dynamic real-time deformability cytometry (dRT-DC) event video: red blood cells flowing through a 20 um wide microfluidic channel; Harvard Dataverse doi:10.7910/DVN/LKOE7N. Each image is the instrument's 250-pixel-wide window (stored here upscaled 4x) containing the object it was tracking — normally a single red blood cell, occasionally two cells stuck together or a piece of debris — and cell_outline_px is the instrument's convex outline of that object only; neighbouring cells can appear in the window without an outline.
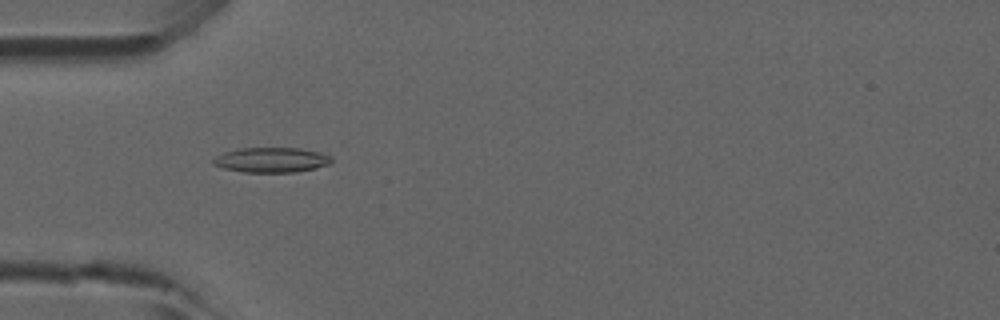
{"species": "common noctule bat (a hibernating species)", "species_latin": "Nyctalus noctula", "temperature_condition": "room temperature", "stored_images_in_passage": 48, "camera_frame_rate_fps": 3000, "um_per_image_px": 0.085, "animal": {"sex": "male", "forearm_length_mm": 52.5}, "frame": {"image": 1, "passage_image": 15, "time_ms": 4.667, "image_size_px": [1000, 320], "cell_outline_px": [[332, 160], [328, 164], [316, 168], [296, 172], [244, 172], [224, 168], [212, 164], [212, 160], [216, 156], [224, 152], [240, 148], [300, 148], [320, 152], [332, 156]], "centroid_in_image_um": [23.08, 13.59], "position_along_channel_um": 61.9, "area_um2": 17.22}}
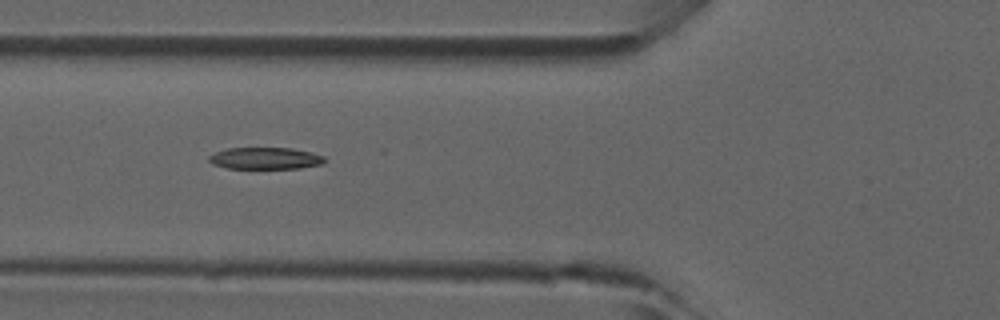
{"frame": {"image": 2, "passage_image": 18, "time_ms": 5.667, "image_size_px": [1000, 320], "cell_outline_px": [[324, 164], [300, 168], [228, 168], [212, 164], [208, 160], [208, 156], [216, 152], [228, 148], [292, 148], [324, 156]], "centroid_in_image_um": [22.53, 13.46], "position_along_channel_um": 103.3, "area_um2": 14.57}}
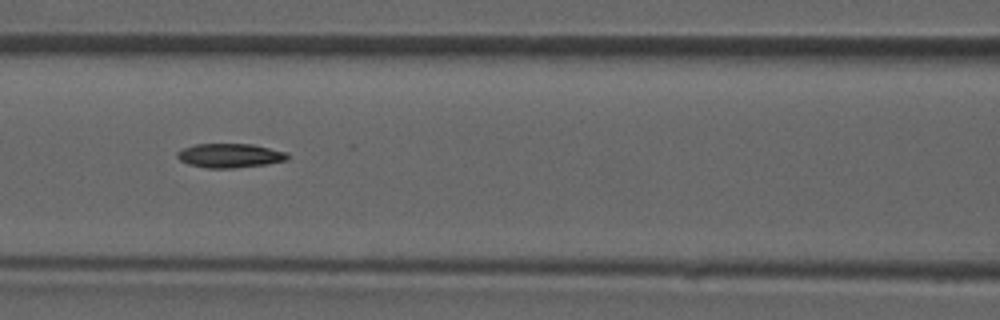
{"frame": {"image": 3, "passage_image": 21, "time_ms": 6.667, "image_size_px": [1000, 320], "cell_outline_px": [[288, 160], [264, 164], [236, 168], [208, 168], [188, 164], [180, 160], [176, 156], [176, 152], [184, 148], [196, 144], [252, 144], [288, 152]], "centroid_in_image_um": [19.54, 13.22], "position_along_channel_um": 147.1, "area_um2": 15.49}}